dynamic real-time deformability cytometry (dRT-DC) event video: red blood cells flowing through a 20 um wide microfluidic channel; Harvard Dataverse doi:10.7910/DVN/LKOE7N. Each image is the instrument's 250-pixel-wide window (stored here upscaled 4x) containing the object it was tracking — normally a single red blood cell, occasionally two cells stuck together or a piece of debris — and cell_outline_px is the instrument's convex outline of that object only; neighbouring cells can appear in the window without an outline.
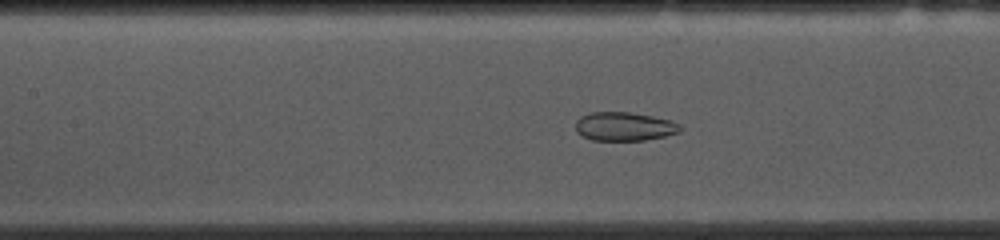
{"species": "common noctule bat (a hibernating species)", "species_latin": "Nyctalus noctula", "temperature_condition": "cold", "stored_images_in_passage": 51, "camera_frame_rate_fps": 3000, "um_per_image_px": 0.085, "animal": {"sex": "female", "body_mass_g": 10.0, "forearm_length_mm": 53.1}, "frame": {"image": 1, "passage_image": 20, "time_ms": 6.333, "image_size_px": [1000, 240], "cell_outline_px": [[684, 128], [680, 132], [664, 136], [644, 140], [592, 140], [576, 132], [576, 120], [580, 116], [588, 112], [628, 112], [652, 116], [672, 120], [680, 124]], "centroid_in_image_um": [53.08, 10.74], "position_along_channel_um": 154.3, "area_um2": 17.63}}
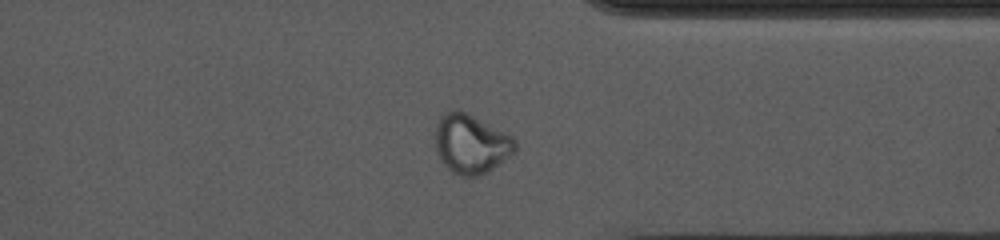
{"frame": {"image": 2, "passage_image": 38, "time_ms": 12.333, "image_size_px": [1000, 240], "cell_outline_px": [[516, 148], [508, 156], [488, 172], [480, 176], [460, 176], [452, 172], [440, 160], [436, 152], [436, 124], [440, 116], [444, 112], [452, 108], [456, 108], [512, 136], [516, 140]], "centroid_in_image_um": [39.99, 12.23], "position_along_channel_um": 371.4, "area_um2": 27.34}}
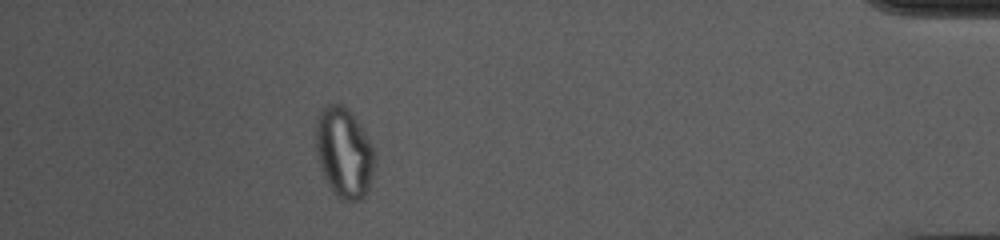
{"frame": {"image": 3, "passage_image": 45, "time_ms": 14.667, "image_size_px": [1000, 240], "cell_outline_px": [[376, 160], [368, 192], [360, 200], [340, 200], [332, 192], [320, 168], [316, 152], [316, 116], [328, 104], [340, 104], [348, 108], [372, 144], [376, 156]], "centroid_in_image_um": [29.25, 13.0], "position_along_channel_um": 406.0, "area_um2": 31.1}}